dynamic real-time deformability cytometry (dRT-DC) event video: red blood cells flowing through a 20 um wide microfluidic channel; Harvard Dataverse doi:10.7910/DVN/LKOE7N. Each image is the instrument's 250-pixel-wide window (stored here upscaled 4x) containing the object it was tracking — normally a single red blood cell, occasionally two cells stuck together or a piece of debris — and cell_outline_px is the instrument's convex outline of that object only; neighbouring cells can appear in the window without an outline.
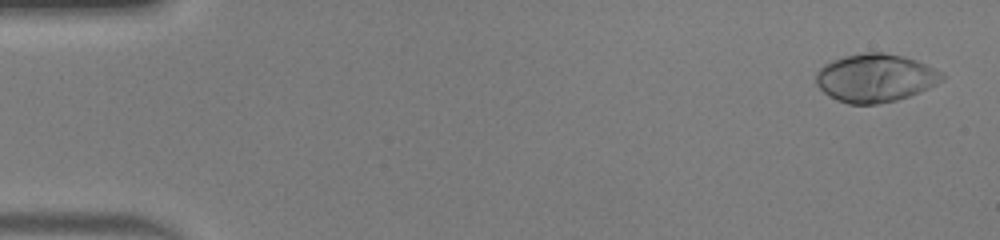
{"species": "human", "species_latin": "Homo sapiens", "temperature_condition": "warm", "stored_images_in_passage": 50, "camera_frame_rate_fps": 3000, "um_per_image_px": 0.085, "donor": {"sex": "male"}, "frame": {"image": 1, "passage_image": 2, "time_ms": 0.333, "image_size_px": [1000, 240], "cell_outline_px": [[944, 80], [928, 88], [908, 96], [896, 100], [876, 104], [848, 104], [836, 100], [828, 96], [816, 84], [816, 72], [824, 64], [832, 60], [844, 56], [864, 52], [884, 52], [904, 56], [916, 60], [944, 72]], "centroid_in_image_um": [74.39, 6.62], "position_along_channel_um": 10.6, "area_um2": 35.55}}
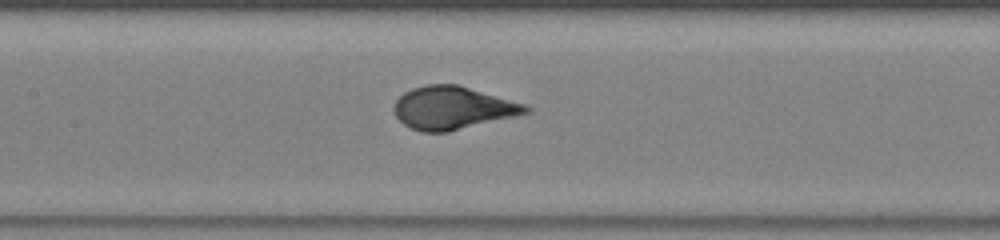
{"frame": {"image": 2, "passage_image": 24, "time_ms": 7.667, "image_size_px": [1000, 240], "cell_outline_px": [[532, 112], [516, 116], [448, 132], [420, 132], [404, 124], [396, 116], [392, 108], [396, 100], [404, 92], [412, 88], [428, 84], [460, 84], [528, 104], [532, 108]], "centroid_in_image_um": [38.53, 9.16], "position_along_channel_um": 168.9, "area_um2": 33.41}}
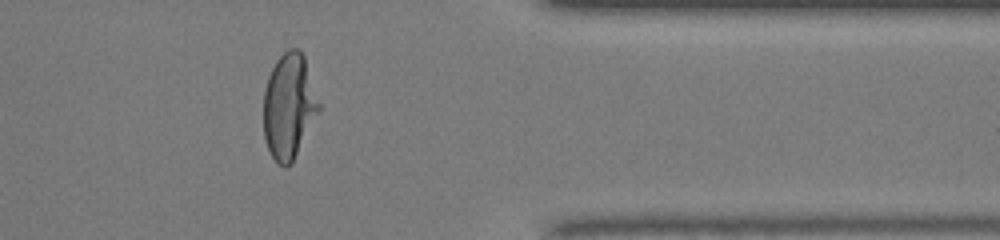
{"frame": {"image": 3, "passage_image": 41, "time_ms": 13.333, "image_size_px": [1000, 240], "cell_outline_px": [[320, 108], [292, 164], [288, 168], [284, 168], [276, 164], [268, 148], [264, 136], [264, 88], [268, 76], [276, 60], [288, 48], [300, 48], [304, 56], [320, 104]], "centroid_in_image_um": [24.55, 9.05], "position_along_channel_um": 386.9, "area_um2": 33.99}}